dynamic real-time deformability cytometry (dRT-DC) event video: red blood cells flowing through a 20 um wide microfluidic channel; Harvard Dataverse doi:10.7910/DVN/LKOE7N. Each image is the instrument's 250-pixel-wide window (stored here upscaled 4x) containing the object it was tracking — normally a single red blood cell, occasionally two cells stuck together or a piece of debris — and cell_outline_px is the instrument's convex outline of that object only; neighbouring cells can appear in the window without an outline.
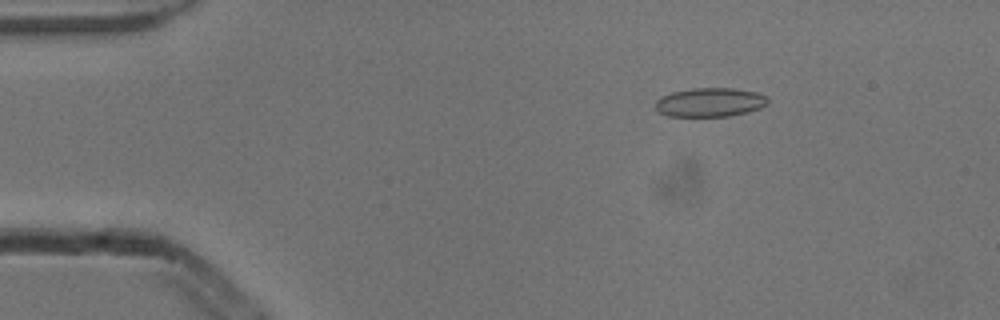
{"species": "common noctule bat (a hibernating species)", "species_latin": "Nyctalus noctula", "temperature_condition": "cold", "stored_images_in_passage": 4, "camera_frame_rate_fps": 3000, "um_per_image_px": 0.085, "animal": {"sex": "male", "body_mass_g": 13.3}, "frame": {"image": 1, "passage_image": 2, "time_ms": 0.333, "image_size_px": [1000, 320], "cell_outline_px": [[768, 104], [760, 108], [748, 112], [728, 116], [668, 116], [660, 112], [656, 108], [656, 100], [672, 92], [696, 88], [732, 88], [756, 92], [764, 96], [768, 100]], "centroid_in_image_um": [60.37, 8.7], "position_along_channel_um": 24.6, "area_um2": 18.73}}